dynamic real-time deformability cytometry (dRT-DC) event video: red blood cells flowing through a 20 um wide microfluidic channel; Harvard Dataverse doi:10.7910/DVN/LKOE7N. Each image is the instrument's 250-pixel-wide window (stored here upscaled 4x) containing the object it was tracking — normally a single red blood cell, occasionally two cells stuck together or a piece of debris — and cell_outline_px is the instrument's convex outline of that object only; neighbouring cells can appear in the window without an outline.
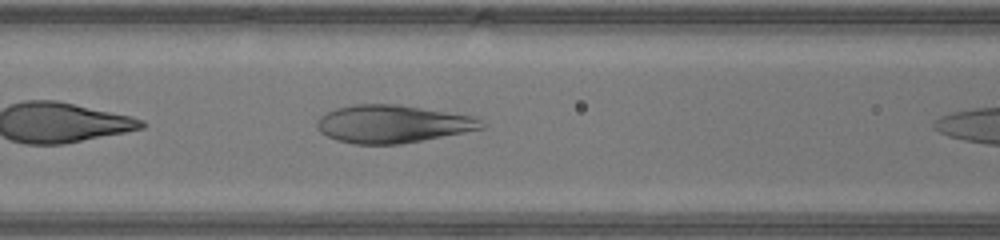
{"species": "human", "species_latin": "Homo sapiens", "temperature_condition": "warm", "stored_images_in_passage": 26, "camera_frame_rate_fps": 3000, "um_per_image_px": 0.085, "donor": {"sex": "male"}, "frame": {"image": 1, "passage_image": 5, "time_ms": 1.333, "image_size_px": [1000, 240], "cell_outline_px": [[484, 128], [464, 132], [400, 144], [356, 144], [336, 140], [320, 132], [316, 128], [316, 120], [320, 116], [336, 108], [356, 104], [400, 104], [480, 116], [484, 124]], "centroid_in_image_um": [33.4, 10.52], "position_along_channel_um": 133.2, "area_um2": 36.59}}
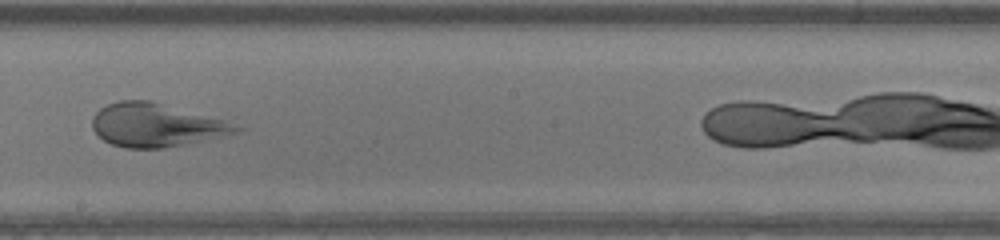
{"frame": {"image": 2, "passage_image": 12, "time_ms": 3.667, "image_size_px": [1000, 240], "cell_outline_px": [[244, 128], [240, 132], [224, 136], [164, 148], [124, 148], [112, 144], [104, 140], [92, 128], [92, 116], [100, 108], [108, 104], [120, 100], [148, 100], [228, 120]], "centroid_in_image_um": [13.3, 10.63], "position_along_channel_um": 234.9, "area_um2": 36.47}}
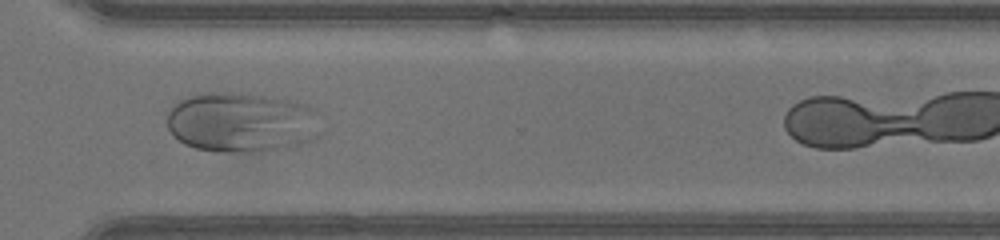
{"frame": {"image": 3, "passage_image": 20, "time_ms": 6.333, "image_size_px": [1000, 240], "cell_outline_px": [[320, 136], [312, 140], [288, 148], [260, 152], [220, 152], [196, 148], [184, 144], [168, 128], [168, 112], [172, 104], [176, 100], [188, 96], [204, 92], [216, 92], [264, 96], [288, 100], [308, 104], [316, 108], [320, 132]], "centroid_in_image_um": [20.56, 10.41], "position_along_channel_um": 350.0, "area_um2": 54.27}}